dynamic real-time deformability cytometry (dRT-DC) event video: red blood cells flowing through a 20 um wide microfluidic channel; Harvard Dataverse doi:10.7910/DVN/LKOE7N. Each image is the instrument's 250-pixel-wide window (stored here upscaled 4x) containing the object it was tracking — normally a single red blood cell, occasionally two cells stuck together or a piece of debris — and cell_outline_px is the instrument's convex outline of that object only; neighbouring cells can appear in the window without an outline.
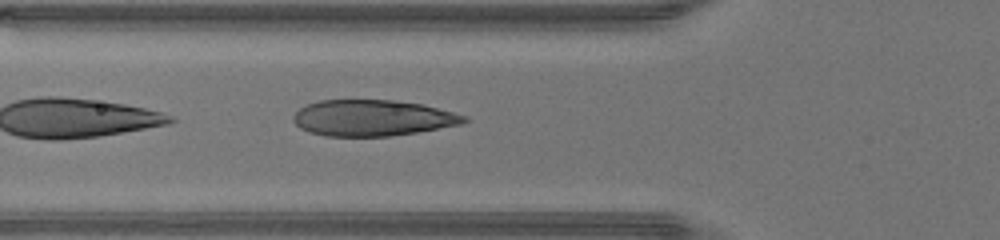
{"species": "human", "species_latin": "Homo sapiens", "temperature_condition": "warm", "stored_images_in_passage": 9, "camera_frame_rate_fps": 3000, "um_per_image_px": 0.085, "donor": {"sex": "male"}, "frame": {"image": 1, "passage_image": 3, "time_ms": 0.667, "image_size_px": [1000, 240], "cell_outline_px": [[472, 120], [460, 124], [416, 132], [392, 136], [324, 136], [308, 132], [300, 128], [292, 120], [292, 116], [300, 108], [308, 104], [320, 100], [396, 100], [424, 104], [468, 116]], "centroid_in_image_um": [31.68, 10.02], "position_along_channel_um": 94.1, "area_um2": 36.13}}
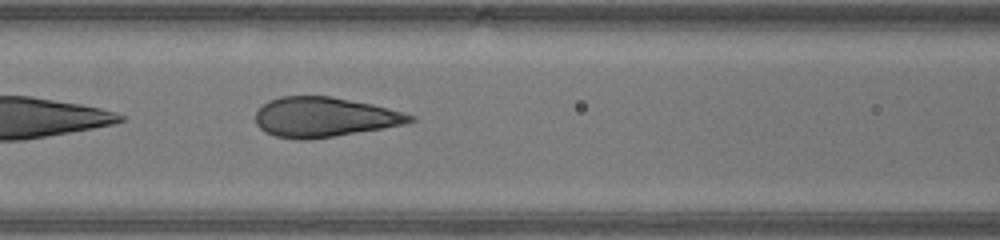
{"frame": {"image": 2, "passage_image": 6, "time_ms": 1.667, "image_size_px": [1000, 240], "cell_outline_px": [[416, 120], [404, 124], [332, 136], [304, 140], [300, 140], [276, 136], [264, 132], [256, 124], [256, 112], [268, 100], [280, 96], [332, 96], [372, 104], [416, 116]], "centroid_in_image_um": [27.53, 9.94], "position_along_channel_um": 139.1, "area_um2": 35.49}}